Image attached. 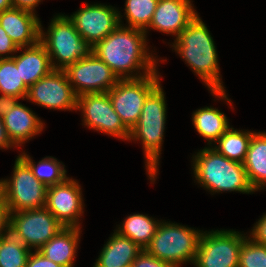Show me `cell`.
I'll return each instance as SVG.
<instances>
[{"instance_id":"29","label":"cell","mask_w":266,"mask_h":267,"mask_svg":"<svg viewBox=\"0 0 266 267\" xmlns=\"http://www.w3.org/2000/svg\"><path fill=\"white\" fill-rule=\"evenodd\" d=\"M30 252L11 232L0 237V267H26Z\"/></svg>"},{"instance_id":"24","label":"cell","mask_w":266,"mask_h":267,"mask_svg":"<svg viewBox=\"0 0 266 267\" xmlns=\"http://www.w3.org/2000/svg\"><path fill=\"white\" fill-rule=\"evenodd\" d=\"M161 220H156L147 214L133 213L127 216L121 224L116 225L115 231L130 238L143 250L149 245L155 235Z\"/></svg>"},{"instance_id":"13","label":"cell","mask_w":266,"mask_h":267,"mask_svg":"<svg viewBox=\"0 0 266 267\" xmlns=\"http://www.w3.org/2000/svg\"><path fill=\"white\" fill-rule=\"evenodd\" d=\"M25 100L50 110L77 111V95L64 70H52L28 88Z\"/></svg>"},{"instance_id":"9","label":"cell","mask_w":266,"mask_h":267,"mask_svg":"<svg viewBox=\"0 0 266 267\" xmlns=\"http://www.w3.org/2000/svg\"><path fill=\"white\" fill-rule=\"evenodd\" d=\"M158 70L138 79H120L108 91L113 109L131 130L139 120L147 96L161 83Z\"/></svg>"},{"instance_id":"16","label":"cell","mask_w":266,"mask_h":267,"mask_svg":"<svg viewBox=\"0 0 266 267\" xmlns=\"http://www.w3.org/2000/svg\"><path fill=\"white\" fill-rule=\"evenodd\" d=\"M192 0H158L150 25L144 30L166 33L176 38L198 15Z\"/></svg>"},{"instance_id":"12","label":"cell","mask_w":266,"mask_h":267,"mask_svg":"<svg viewBox=\"0 0 266 267\" xmlns=\"http://www.w3.org/2000/svg\"><path fill=\"white\" fill-rule=\"evenodd\" d=\"M64 71L77 96L108 92L120 80L112 69L94 53L89 57L79 59Z\"/></svg>"},{"instance_id":"6","label":"cell","mask_w":266,"mask_h":267,"mask_svg":"<svg viewBox=\"0 0 266 267\" xmlns=\"http://www.w3.org/2000/svg\"><path fill=\"white\" fill-rule=\"evenodd\" d=\"M202 231L162 220L145 250L173 267H181L187 263L192 265Z\"/></svg>"},{"instance_id":"11","label":"cell","mask_w":266,"mask_h":267,"mask_svg":"<svg viewBox=\"0 0 266 267\" xmlns=\"http://www.w3.org/2000/svg\"><path fill=\"white\" fill-rule=\"evenodd\" d=\"M81 111L82 124L108 136L128 141L130 130L113 109L108 92L86 93L77 96V111Z\"/></svg>"},{"instance_id":"37","label":"cell","mask_w":266,"mask_h":267,"mask_svg":"<svg viewBox=\"0 0 266 267\" xmlns=\"http://www.w3.org/2000/svg\"><path fill=\"white\" fill-rule=\"evenodd\" d=\"M42 1L43 0H11L13 8L24 9L33 13H37L36 8Z\"/></svg>"},{"instance_id":"18","label":"cell","mask_w":266,"mask_h":267,"mask_svg":"<svg viewBox=\"0 0 266 267\" xmlns=\"http://www.w3.org/2000/svg\"><path fill=\"white\" fill-rule=\"evenodd\" d=\"M4 126L11 142L18 148L41 134L45 123L33 110L18 102L3 117Z\"/></svg>"},{"instance_id":"26","label":"cell","mask_w":266,"mask_h":267,"mask_svg":"<svg viewBox=\"0 0 266 267\" xmlns=\"http://www.w3.org/2000/svg\"><path fill=\"white\" fill-rule=\"evenodd\" d=\"M19 156L29 165L33 175L47 187L59 184L68 177L65 165L55 157H44L36 164L32 156L25 151Z\"/></svg>"},{"instance_id":"27","label":"cell","mask_w":266,"mask_h":267,"mask_svg":"<svg viewBox=\"0 0 266 267\" xmlns=\"http://www.w3.org/2000/svg\"><path fill=\"white\" fill-rule=\"evenodd\" d=\"M157 3L158 0H125L123 14L127 23H123L124 16L119 10L120 25L145 30L150 25Z\"/></svg>"},{"instance_id":"5","label":"cell","mask_w":266,"mask_h":267,"mask_svg":"<svg viewBox=\"0 0 266 267\" xmlns=\"http://www.w3.org/2000/svg\"><path fill=\"white\" fill-rule=\"evenodd\" d=\"M41 24L40 21L39 41L45 46L54 70H65L93 53V47L82 38L67 15L55 14L47 32Z\"/></svg>"},{"instance_id":"35","label":"cell","mask_w":266,"mask_h":267,"mask_svg":"<svg viewBox=\"0 0 266 267\" xmlns=\"http://www.w3.org/2000/svg\"><path fill=\"white\" fill-rule=\"evenodd\" d=\"M10 212L6 201L0 197V237L9 232Z\"/></svg>"},{"instance_id":"14","label":"cell","mask_w":266,"mask_h":267,"mask_svg":"<svg viewBox=\"0 0 266 267\" xmlns=\"http://www.w3.org/2000/svg\"><path fill=\"white\" fill-rule=\"evenodd\" d=\"M67 17L92 47L120 25L119 8L104 3H85Z\"/></svg>"},{"instance_id":"20","label":"cell","mask_w":266,"mask_h":267,"mask_svg":"<svg viewBox=\"0 0 266 267\" xmlns=\"http://www.w3.org/2000/svg\"><path fill=\"white\" fill-rule=\"evenodd\" d=\"M81 234V228L64 227L38 252L62 267H74Z\"/></svg>"},{"instance_id":"36","label":"cell","mask_w":266,"mask_h":267,"mask_svg":"<svg viewBox=\"0 0 266 267\" xmlns=\"http://www.w3.org/2000/svg\"><path fill=\"white\" fill-rule=\"evenodd\" d=\"M19 101L20 98L0 94V117L12 110Z\"/></svg>"},{"instance_id":"39","label":"cell","mask_w":266,"mask_h":267,"mask_svg":"<svg viewBox=\"0 0 266 267\" xmlns=\"http://www.w3.org/2000/svg\"><path fill=\"white\" fill-rule=\"evenodd\" d=\"M13 8L11 0H0V13Z\"/></svg>"},{"instance_id":"23","label":"cell","mask_w":266,"mask_h":267,"mask_svg":"<svg viewBox=\"0 0 266 267\" xmlns=\"http://www.w3.org/2000/svg\"><path fill=\"white\" fill-rule=\"evenodd\" d=\"M192 124L196 132L208 141V147H211L230 128L228 117L213 106L193 111Z\"/></svg>"},{"instance_id":"7","label":"cell","mask_w":266,"mask_h":267,"mask_svg":"<svg viewBox=\"0 0 266 267\" xmlns=\"http://www.w3.org/2000/svg\"><path fill=\"white\" fill-rule=\"evenodd\" d=\"M12 173L9 179H0L1 197L6 201L9 212L45 207L48 187L33 175L19 155Z\"/></svg>"},{"instance_id":"31","label":"cell","mask_w":266,"mask_h":267,"mask_svg":"<svg viewBox=\"0 0 266 267\" xmlns=\"http://www.w3.org/2000/svg\"><path fill=\"white\" fill-rule=\"evenodd\" d=\"M131 267H173L171 264L164 262L155 256H152L145 249L142 250L136 259L133 261Z\"/></svg>"},{"instance_id":"4","label":"cell","mask_w":266,"mask_h":267,"mask_svg":"<svg viewBox=\"0 0 266 267\" xmlns=\"http://www.w3.org/2000/svg\"><path fill=\"white\" fill-rule=\"evenodd\" d=\"M194 182L210 192H239L253 194L246 170L242 163L229 160L212 147H204L192 155Z\"/></svg>"},{"instance_id":"10","label":"cell","mask_w":266,"mask_h":267,"mask_svg":"<svg viewBox=\"0 0 266 267\" xmlns=\"http://www.w3.org/2000/svg\"><path fill=\"white\" fill-rule=\"evenodd\" d=\"M63 228L46 207L10 213L9 232L31 251H38Z\"/></svg>"},{"instance_id":"17","label":"cell","mask_w":266,"mask_h":267,"mask_svg":"<svg viewBox=\"0 0 266 267\" xmlns=\"http://www.w3.org/2000/svg\"><path fill=\"white\" fill-rule=\"evenodd\" d=\"M0 25L18 48L39 41L40 18L37 13L11 8L0 13Z\"/></svg>"},{"instance_id":"33","label":"cell","mask_w":266,"mask_h":267,"mask_svg":"<svg viewBox=\"0 0 266 267\" xmlns=\"http://www.w3.org/2000/svg\"><path fill=\"white\" fill-rule=\"evenodd\" d=\"M249 233L248 236L255 242L266 246V213L256 221Z\"/></svg>"},{"instance_id":"21","label":"cell","mask_w":266,"mask_h":267,"mask_svg":"<svg viewBox=\"0 0 266 267\" xmlns=\"http://www.w3.org/2000/svg\"><path fill=\"white\" fill-rule=\"evenodd\" d=\"M113 231L114 233L103 245L93 267H131L143 250L130 238Z\"/></svg>"},{"instance_id":"28","label":"cell","mask_w":266,"mask_h":267,"mask_svg":"<svg viewBox=\"0 0 266 267\" xmlns=\"http://www.w3.org/2000/svg\"><path fill=\"white\" fill-rule=\"evenodd\" d=\"M28 87L20 78L15 59H0V94L26 99Z\"/></svg>"},{"instance_id":"30","label":"cell","mask_w":266,"mask_h":267,"mask_svg":"<svg viewBox=\"0 0 266 267\" xmlns=\"http://www.w3.org/2000/svg\"><path fill=\"white\" fill-rule=\"evenodd\" d=\"M238 267H266V246L247 236L242 243Z\"/></svg>"},{"instance_id":"25","label":"cell","mask_w":266,"mask_h":267,"mask_svg":"<svg viewBox=\"0 0 266 267\" xmlns=\"http://www.w3.org/2000/svg\"><path fill=\"white\" fill-rule=\"evenodd\" d=\"M255 131L230 128L211 146L229 160L244 163L248 146Z\"/></svg>"},{"instance_id":"22","label":"cell","mask_w":266,"mask_h":267,"mask_svg":"<svg viewBox=\"0 0 266 267\" xmlns=\"http://www.w3.org/2000/svg\"><path fill=\"white\" fill-rule=\"evenodd\" d=\"M244 168L255 192L266 187V132H255L250 140Z\"/></svg>"},{"instance_id":"1","label":"cell","mask_w":266,"mask_h":267,"mask_svg":"<svg viewBox=\"0 0 266 267\" xmlns=\"http://www.w3.org/2000/svg\"><path fill=\"white\" fill-rule=\"evenodd\" d=\"M149 48L144 30L119 25L93 47V53L119 79H138L155 73L158 62L167 61L158 59Z\"/></svg>"},{"instance_id":"38","label":"cell","mask_w":266,"mask_h":267,"mask_svg":"<svg viewBox=\"0 0 266 267\" xmlns=\"http://www.w3.org/2000/svg\"><path fill=\"white\" fill-rule=\"evenodd\" d=\"M17 148L9 139L6 128L4 126L3 118L0 117V149Z\"/></svg>"},{"instance_id":"2","label":"cell","mask_w":266,"mask_h":267,"mask_svg":"<svg viewBox=\"0 0 266 267\" xmlns=\"http://www.w3.org/2000/svg\"><path fill=\"white\" fill-rule=\"evenodd\" d=\"M210 30L202 21L199 13L187 27L169 43L192 72L202 80L216 100H223L233 109L228 98L220 72L218 53ZM233 106V107H232Z\"/></svg>"},{"instance_id":"32","label":"cell","mask_w":266,"mask_h":267,"mask_svg":"<svg viewBox=\"0 0 266 267\" xmlns=\"http://www.w3.org/2000/svg\"><path fill=\"white\" fill-rule=\"evenodd\" d=\"M18 49L19 48L0 25V59L12 58Z\"/></svg>"},{"instance_id":"8","label":"cell","mask_w":266,"mask_h":267,"mask_svg":"<svg viewBox=\"0 0 266 267\" xmlns=\"http://www.w3.org/2000/svg\"><path fill=\"white\" fill-rule=\"evenodd\" d=\"M245 233L234 229L202 231L193 267H238L242 243L248 236Z\"/></svg>"},{"instance_id":"3","label":"cell","mask_w":266,"mask_h":267,"mask_svg":"<svg viewBox=\"0 0 266 267\" xmlns=\"http://www.w3.org/2000/svg\"><path fill=\"white\" fill-rule=\"evenodd\" d=\"M165 92L160 83L146 98L136 125L130 130L129 142L141 141L145 169L150 183L159 175L160 156L167 119Z\"/></svg>"},{"instance_id":"19","label":"cell","mask_w":266,"mask_h":267,"mask_svg":"<svg viewBox=\"0 0 266 267\" xmlns=\"http://www.w3.org/2000/svg\"><path fill=\"white\" fill-rule=\"evenodd\" d=\"M13 58L19 68L20 78L28 88L53 70L49 54L40 41L19 48Z\"/></svg>"},{"instance_id":"34","label":"cell","mask_w":266,"mask_h":267,"mask_svg":"<svg viewBox=\"0 0 266 267\" xmlns=\"http://www.w3.org/2000/svg\"><path fill=\"white\" fill-rule=\"evenodd\" d=\"M26 267H62V266L47 259L38 251H31L27 259Z\"/></svg>"},{"instance_id":"15","label":"cell","mask_w":266,"mask_h":267,"mask_svg":"<svg viewBox=\"0 0 266 267\" xmlns=\"http://www.w3.org/2000/svg\"><path fill=\"white\" fill-rule=\"evenodd\" d=\"M82 186L72 177L47 188L45 207L64 227L81 228L84 214Z\"/></svg>"}]
</instances>
